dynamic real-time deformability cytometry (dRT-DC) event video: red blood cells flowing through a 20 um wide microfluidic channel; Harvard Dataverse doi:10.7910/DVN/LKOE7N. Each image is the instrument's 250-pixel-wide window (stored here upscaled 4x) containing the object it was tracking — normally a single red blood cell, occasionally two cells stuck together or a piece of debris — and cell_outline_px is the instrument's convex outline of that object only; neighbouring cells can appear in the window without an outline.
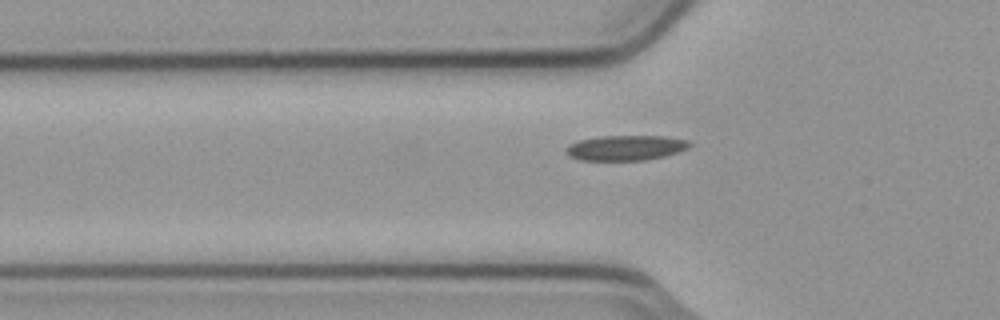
{"species": "common noctule bat (a hibernating species)", "species_latin": "Nyctalus noctula", "temperature_condition": "cold", "stored_images_in_passage": 34, "camera_frame_rate_fps": 3000, "um_per_image_px": 0.085, "animal": {"sex": "male", "body_mass_g": 23.1, "forearm_length_mm": 52.7}, "frame": {"image": 1, "passage_image": 2, "time_ms": 0.333, "image_size_px": [1000, 320], "cell_outline_px": [[692, 144], [688, 148], [680, 152], [664, 156], [644, 160], [580, 160], [568, 156], [564, 152], [564, 148], [568, 144], [580, 140], [600, 136], [664, 136], [688, 140]], "centroid_in_image_um": [53.16, 12.56], "position_along_channel_um": 72.6, "area_um2": 18.26}}
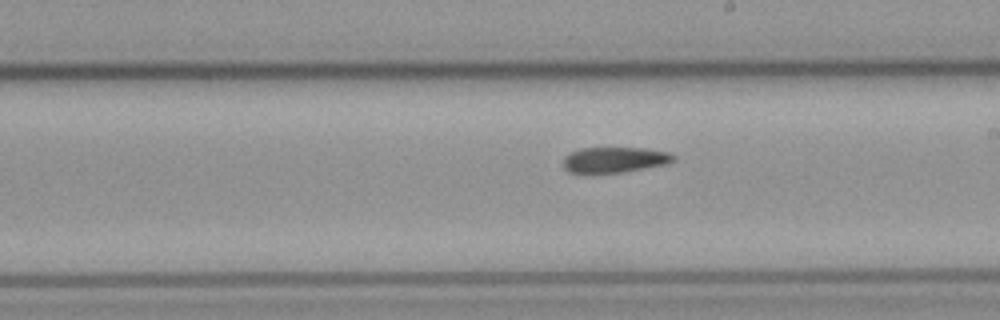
{"frame": {"image": 2, "passage_image": 15, "time_ms": 4.667, "image_size_px": [1000, 320], "cell_outline_px": [[676, 160], [668, 164], [624, 172], [592, 176], [584, 176], [568, 172], [564, 168], [564, 156], [580, 148], [644, 148], [668, 152], [676, 156]], "centroid_in_image_um": [52.19, 13.63], "position_along_channel_um": 236.8, "area_um2": 17.28}}
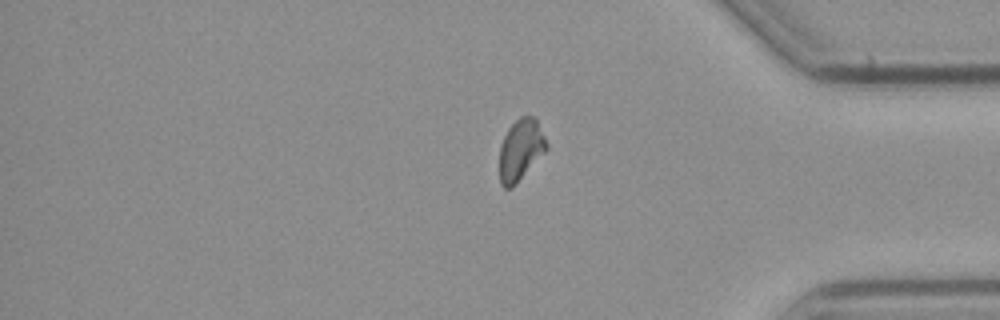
{"frame": {"image": 3, "passage_image": 29, "time_ms": 9.333, "image_size_px": [1000, 320], "cell_outline_px": [[548, 148], [516, 184], [512, 188], [504, 188], [500, 184], [500, 144], [508, 128], [520, 116], [532, 116], [536, 120], [548, 144]], "centroid_in_image_um": [44.24, 12.75], "position_along_channel_um": 391.0, "area_um2": 16.65}}